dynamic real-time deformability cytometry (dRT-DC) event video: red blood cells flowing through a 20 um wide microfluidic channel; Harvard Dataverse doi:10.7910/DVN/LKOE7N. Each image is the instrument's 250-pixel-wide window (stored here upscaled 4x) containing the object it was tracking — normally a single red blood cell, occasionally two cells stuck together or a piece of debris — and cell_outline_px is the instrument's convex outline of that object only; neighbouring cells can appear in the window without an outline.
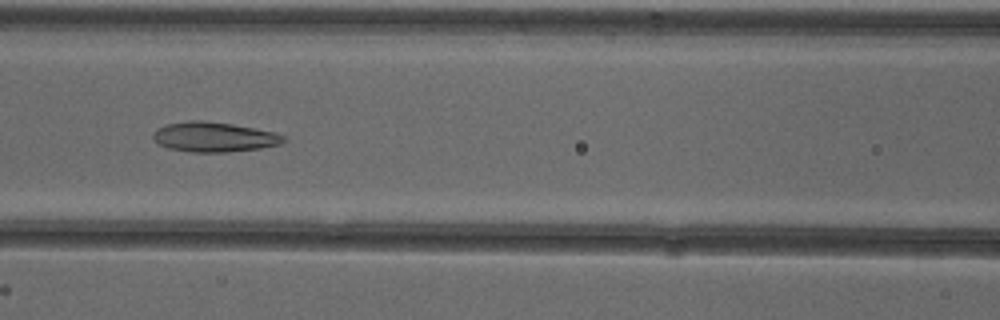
{"species": "common noctule bat (a hibernating species)", "species_latin": "Nyctalus noctula", "temperature_condition": "cold", "stored_images_in_passage": 56, "camera_frame_rate_fps": 3000, "um_per_image_px": 0.085, "animal": {"sex": "female"}, "frame": {"image": 1, "passage_image": 27, "time_ms": 8.667, "image_size_px": [1000, 320], "cell_outline_px": [[288, 140], [280, 144], [260, 148], [228, 152], [192, 152], [168, 148], [160, 144], [152, 136], [152, 132], [156, 128], [168, 124], [188, 120], [200, 120], [232, 124], [276, 132], [284, 136]], "centroid_in_image_um": [18.21, 11.64], "position_along_channel_um": 148.4, "area_um2": 22.72}}
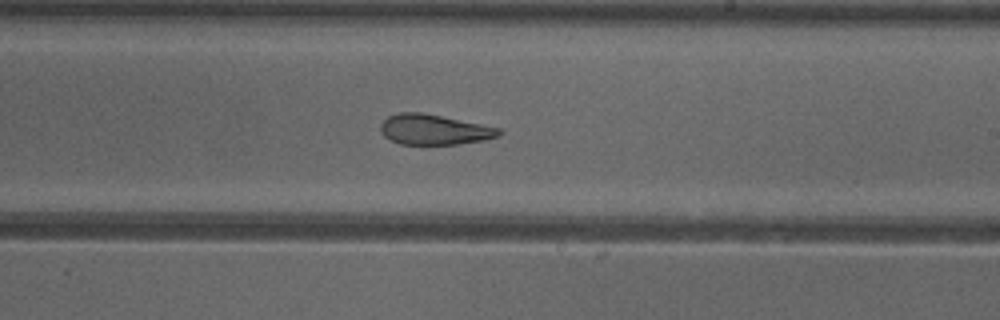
{"frame": {"image": 2, "passage_image": 35, "time_ms": 11.333, "image_size_px": [1000, 320], "cell_outline_px": [[504, 132], [500, 136], [484, 140], [456, 144], [400, 144], [384, 136], [380, 132], [380, 124], [388, 116], [400, 112], [420, 112], [500, 128]], "centroid_in_image_um": [36.9, 11.02], "position_along_channel_um": 252.1, "area_um2": 20.75}}
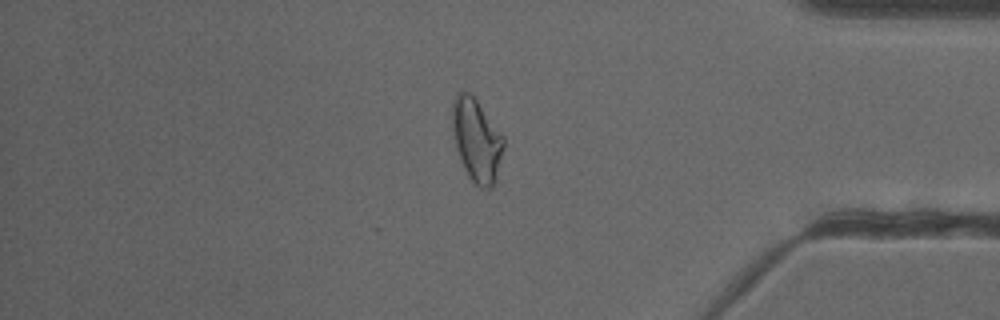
{"frame": {"image": 3, "passage_image": 48, "time_ms": 15.667, "image_size_px": [1000, 320], "cell_outline_px": [[504, 148], [496, 180], [492, 188], [480, 188], [468, 176], [460, 160], [452, 136], [452, 100], [456, 92], [468, 92], [476, 100], [504, 136]], "centroid_in_image_um": [40.5, 11.92], "position_along_channel_um": 394.7, "area_um2": 24.97}, "authors_computed_cell_mechanics": {"area_um2": 24.5361, "velocity_mm_per_s": 3.8963, "shape_relaxation_time_tau1_ms": null, "shape_relaxation_time_tau2_ms": 3.3169, "deformation_change_tau1": null, "deformation_change_tau2": 0.1036}}